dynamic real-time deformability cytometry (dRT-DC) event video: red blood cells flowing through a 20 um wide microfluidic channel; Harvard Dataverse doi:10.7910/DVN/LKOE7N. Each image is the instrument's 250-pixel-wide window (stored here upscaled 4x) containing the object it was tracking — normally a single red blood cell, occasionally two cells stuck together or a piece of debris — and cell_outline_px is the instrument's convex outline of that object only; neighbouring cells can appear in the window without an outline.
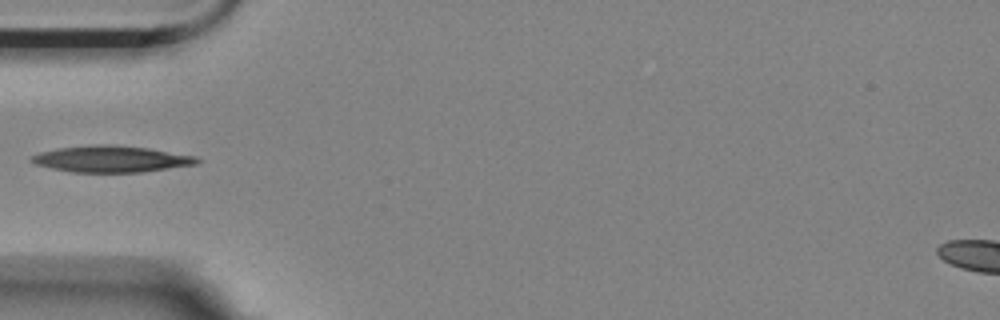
{"species": "Egyptian fruit bat (a non-hibernating species)", "species_latin": "Rousettus aegyptiacus", "temperature_condition": "room temperature", "stored_images_in_passage": 2, "camera_frame_rate_fps": 3000, "um_per_image_px": 0.085, "animal": {"sex": "female"}, "frame": {"image": 1, "passage_image": 2, "time_ms": 0.333, "image_size_px": [1000, 320], "cell_outline_px": [[200, 160], [196, 164], [144, 172], [72, 172], [52, 168], [36, 164], [28, 160], [32, 156], [40, 152], [60, 148], [148, 148], [196, 156]], "centroid_in_image_um": [9.5, 13.58], "position_along_channel_um": 75.5, "area_um2": 23.87}}